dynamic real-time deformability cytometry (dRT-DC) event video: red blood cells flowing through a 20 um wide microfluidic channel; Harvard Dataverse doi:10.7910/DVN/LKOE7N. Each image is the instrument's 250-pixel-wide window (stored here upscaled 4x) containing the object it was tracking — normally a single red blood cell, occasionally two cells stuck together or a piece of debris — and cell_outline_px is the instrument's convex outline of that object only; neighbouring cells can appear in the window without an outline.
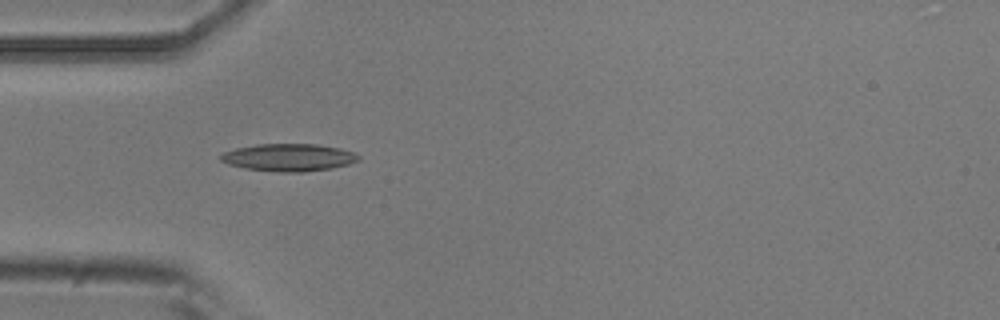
{"species": "common noctule bat (a hibernating species)", "species_latin": "Nyctalus noctula", "temperature_condition": "room temperature", "stored_images_in_passage": 5, "camera_frame_rate_fps": 3000, "um_per_image_px": 0.085, "animal": {"sex": "male", "body_mass_g": 20.5, "forearm_length_mm": 52.5}, "frame": {"image": 1, "passage_image": 4, "time_ms": 1.0, "image_size_px": [1000, 320], "cell_outline_px": [[360, 160], [348, 164], [332, 168], [304, 172], [280, 172], [244, 168], [228, 164], [220, 160], [220, 156], [224, 152], [236, 148], [256, 144], [316, 144], [340, 148], [352, 152], [360, 156]], "centroid_in_image_um": [24.54, 13.38], "position_along_channel_um": 60.5, "area_um2": 22.02}}
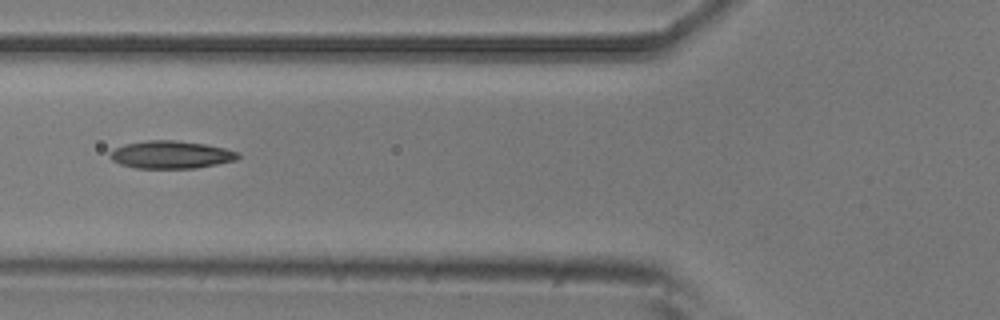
{"frame": {"image": 2, "passage_image": 5, "time_ms": 1.333, "image_size_px": [1000, 320], "cell_outline_px": [[240, 156], [236, 160], [196, 168], [136, 168], [120, 164], [112, 160], [108, 156], [116, 148], [124, 144], [148, 140], [176, 140], [208, 144], [240, 152]], "centroid_in_image_um": [14.56, 13.14], "position_along_channel_um": 111.2, "area_um2": 20.69}}